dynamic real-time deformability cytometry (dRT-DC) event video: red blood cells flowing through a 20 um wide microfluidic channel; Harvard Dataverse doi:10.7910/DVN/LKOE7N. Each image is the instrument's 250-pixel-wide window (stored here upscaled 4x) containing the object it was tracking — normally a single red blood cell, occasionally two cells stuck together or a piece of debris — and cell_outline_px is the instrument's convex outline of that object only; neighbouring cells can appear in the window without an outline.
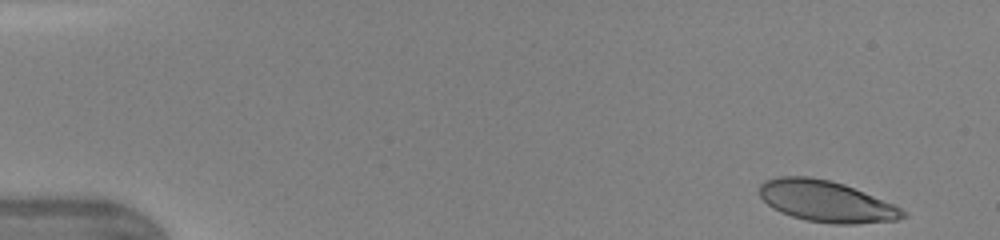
{"species": "human", "species_latin": "Homo sapiens", "temperature_condition": "warm", "stored_images_in_passage": 44, "camera_frame_rate_fps": 3000, "um_per_image_px": 0.085, "donor": {"sex": "female"}, "frame": {"image": 1, "passage_image": 1, "time_ms": 0.0, "image_size_px": [1000, 240], "cell_outline_px": [[908, 216], [896, 220], [856, 224], [832, 224], [804, 220], [780, 212], [772, 208], [760, 196], [760, 184], [764, 180], [780, 176], [808, 176], [828, 180], [844, 184], [892, 204], [908, 212]], "centroid_in_image_um": [70.22, 17.12], "position_along_channel_um": 14.8, "area_um2": 34.39}}
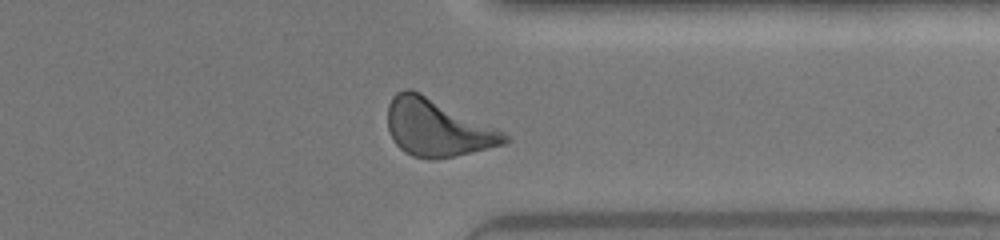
{"frame": {"image": 2, "passage_image": 35, "time_ms": 11.333, "image_size_px": [1000, 240], "cell_outline_px": [[512, 140], [508, 144], [472, 152], [432, 160], [412, 156], [404, 152], [396, 144], [388, 128], [388, 104], [392, 96], [396, 92], [404, 88], [412, 88], [496, 128], [504, 132]], "centroid_in_image_um": [37.17, 10.85], "position_along_channel_um": 374.2, "area_um2": 39.02}}
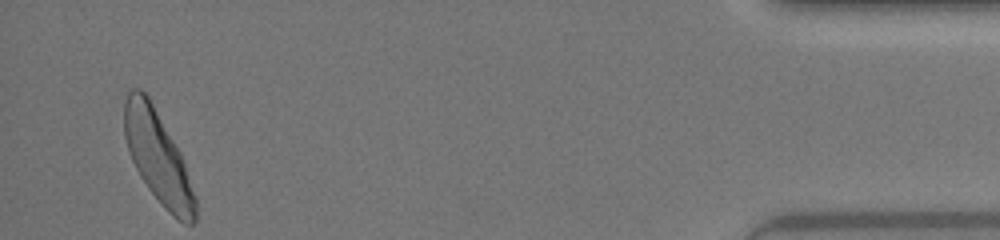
{"frame": {"image": 3, "passage_image": 43, "time_ms": 14.0, "image_size_px": [1000, 240], "cell_outline_px": [[196, 220], [192, 224], [184, 224], [176, 220], [168, 212], [148, 188], [140, 176], [128, 152], [124, 136], [124, 100], [128, 92], [132, 88], [140, 88], [148, 96], [180, 152], [196, 196]], "centroid_in_image_um": [13.42, 13.38], "position_along_channel_um": 421.8, "area_um2": 37.92}, "authors_computed_cell_mechanics": {"area_um2": 36.6163, "velocity_mm_per_s": 4.3283, "shape_relaxation_time_tau1_ms": 2.348, "shape_relaxation_time_tau2_ms": 1.0103, "deformation_change_tau1": 0.1595, "deformation_change_tau2": 0.0828}}